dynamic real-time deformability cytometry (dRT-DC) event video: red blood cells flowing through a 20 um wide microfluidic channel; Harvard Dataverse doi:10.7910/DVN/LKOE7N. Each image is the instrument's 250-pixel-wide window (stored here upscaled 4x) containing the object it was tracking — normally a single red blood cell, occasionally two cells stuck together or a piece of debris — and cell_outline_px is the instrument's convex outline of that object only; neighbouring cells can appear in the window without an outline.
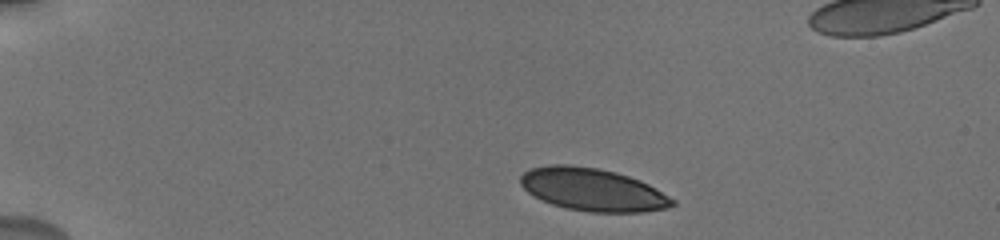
{"species": "human", "species_latin": "Homo sapiens", "temperature_condition": "cold", "stored_images_in_passage": 8, "camera_frame_rate_fps": 3000, "um_per_image_px": 0.085, "donor": {"sex": "male"}, "frame": {"image": 1, "passage_image": 1, "time_ms": 0.0, "image_size_px": [1000, 240], "cell_outline_px": [[676, 204], [668, 208], [644, 212], [588, 212], [564, 208], [552, 204], [528, 192], [520, 184], [520, 176], [524, 172], [532, 168], [548, 164], [568, 164], [596, 168], [616, 172], [640, 180], [656, 188], [676, 200]], "centroid_in_image_um": [50.4, 16.12], "position_along_channel_um": 34.6, "area_um2": 37.86}}
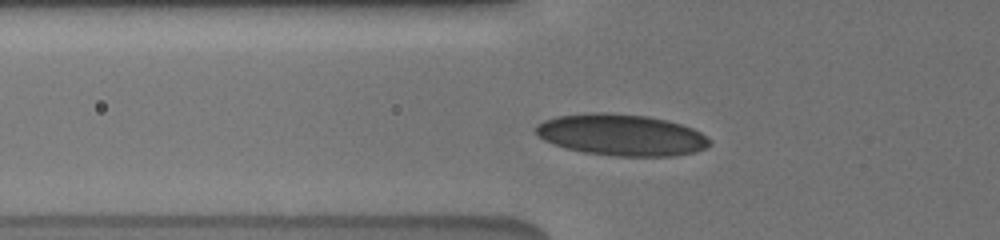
{"frame": {"image": 2, "passage_image": 6, "time_ms": 3.0, "image_size_px": [1000, 240], "cell_outline_px": [[712, 144], [696, 152], [672, 156], [616, 156], [584, 152], [564, 148], [544, 140], [536, 132], [536, 124], [544, 120], [556, 116], [592, 112], [608, 112], [648, 116], [668, 120], [692, 128], [700, 132], [712, 140]], "centroid_in_image_um": [52.83, 11.46], "position_along_channel_um": 73.0, "area_um2": 42.19}}